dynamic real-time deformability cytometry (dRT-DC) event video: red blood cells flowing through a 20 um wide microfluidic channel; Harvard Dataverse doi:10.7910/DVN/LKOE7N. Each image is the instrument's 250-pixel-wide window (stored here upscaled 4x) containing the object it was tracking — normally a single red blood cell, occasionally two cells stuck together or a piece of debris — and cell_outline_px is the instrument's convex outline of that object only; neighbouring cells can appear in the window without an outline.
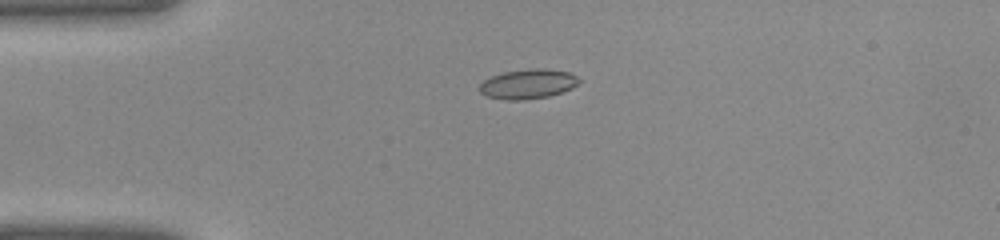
{"species": "common noctule bat (a hibernating species)", "species_latin": "Nyctalus noctula", "temperature_condition": "warm", "stored_images_in_passage": 32, "camera_frame_rate_fps": 3000, "um_per_image_px": 0.085, "animal": {"sex": "female", "body_mass_g": 22.0, "forearm_length_mm": 56.7}, "frame": {"image": 1, "passage_image": 1, "time_ms": 0.0, "image_size_px": [1000, 240], "cell_outline_px": [[580, 84], [572, 88], [548, 96], [524, 100], [504, 100], [484, 96], [480, 92], [480, 84], [484, 80], [492, 76], [504, 72], [532, 68], [544, 68], [568, 72], [576, 76], [580, 80]], "centroid_in_image_um": [44.87, 7.14], "position_along_channel_um": 40.1, "area_um2": 17.22}}
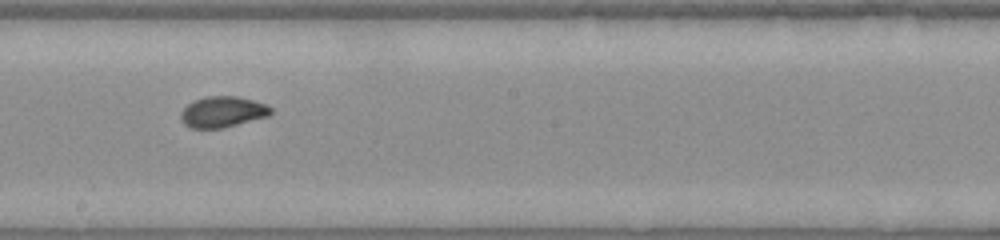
{"frame": {"image": 2, "passage_image": 14, "time_ms": 4.333, "image_size_px": [1000, 240], "cell_outline_px": [[272, 112], [268, 116], [224, 128], [192, 128], [184, 124], [180, 120], [180, 112], [192, 100], [208, 96], [236, 96], [252, 100], [264, 104], [272, 108]], "centroid_in_image_um": [18.89, 9.51], "position_along_channel_um": 229.3, "area_um2": 16.24}}
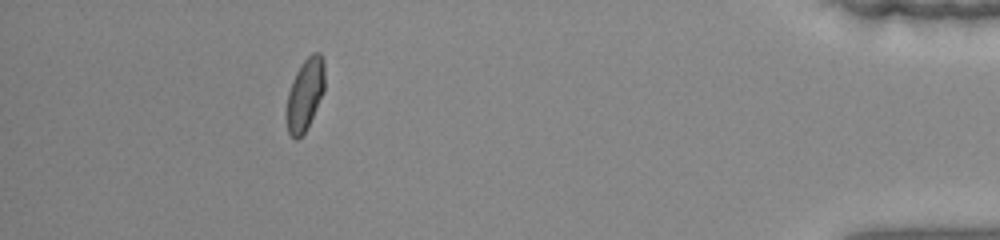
{"frame": {"image": 3, "passage_image": 28, "time_ms": 9.0, "image_size_px": [1000, 240], "cell_outline_px": [[324, 92], [304, 132], [296, 140], [288, 132], [288, 92], [292, 80], [300, 64], [312, 52], [320, 52], [324, 60]], "centroid_in_image_um": [25.95, 7.94], "position_along_channel_um": 409.2, "area_um2": 15.61}}